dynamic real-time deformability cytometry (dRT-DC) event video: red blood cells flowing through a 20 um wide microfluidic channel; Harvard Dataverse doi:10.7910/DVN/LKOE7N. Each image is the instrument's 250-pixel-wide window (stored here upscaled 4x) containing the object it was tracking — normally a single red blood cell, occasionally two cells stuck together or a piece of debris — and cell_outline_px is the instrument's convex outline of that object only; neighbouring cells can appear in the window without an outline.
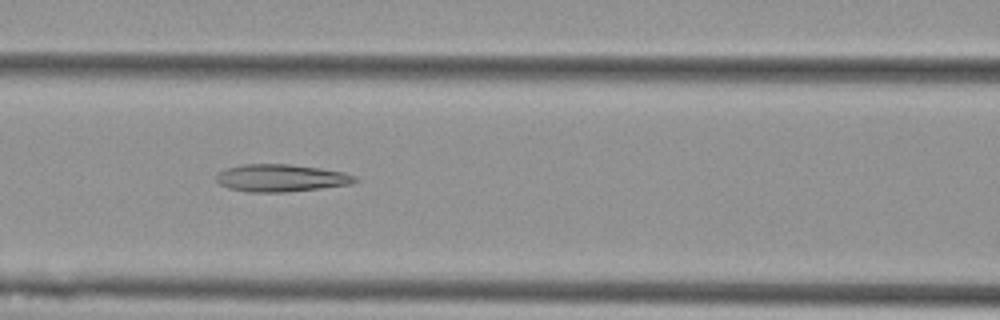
{"species": "Egyptian fruit bat (a non-hibernating species)", "species_latin": "Rousettus aegyptiacus", "temperature_condition": "cold", "stored_images_in_passage": 39, "camera_frame_rate_fps": 3000, "um_per_image_px": 0.085, "animal": {"sex": "female"}, "frame": {"image": 1, "passage_image": 9, "time_ms": 2.667, "image_size_px": [1000, 320], "cell_outline_px": [[360, 180], [352, 184], [320, 188], [284, 192], [248, 192], [228, 188], [220, 184], [216, 180], [216, 176], [220, 172], [228, 168], [240, 164], [288, 164], [320, 168], [344, 172], [356, 176]], "centroid_in_image_um": [23.91, 15.13], "position_along_channel_um": 142.7, "area_um2": 22.14}}
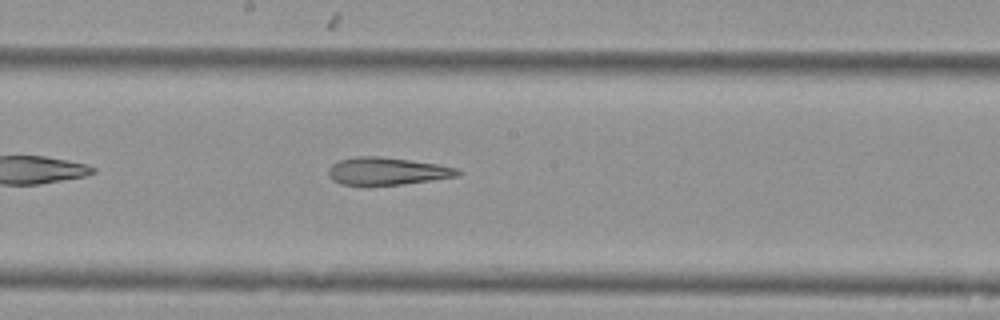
{"frame": {"image": 2, "passage_image": 15, "time_ms": 4.667, "image_size_px": [1000, 320], "cell_outline_px": [[464, 172], [456, 176], [400, 184], [340, 184], [332, 180], [328, 172], [328, 168], [332, 164], [340, 160], [356, 156], [376, 156], [408, 160], [436, 164], [456, 168]], "centroid_in_image_um": [32.86, 14.53], "position_along_channel_um": 215.3, "area_um2": 20.17}}
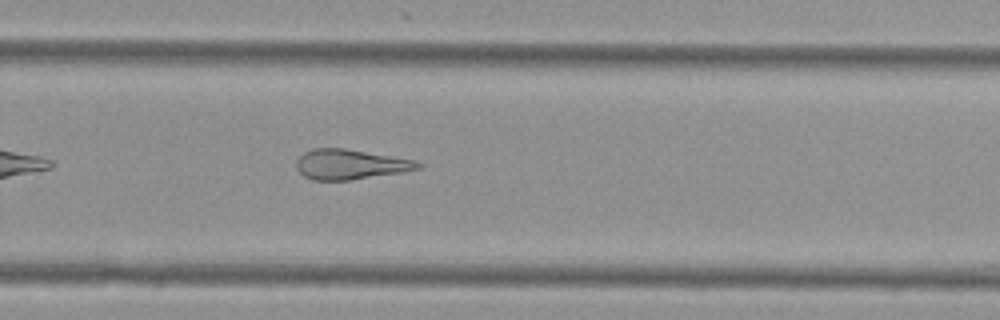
{"frame": {"image": 3, "passage_image": 22, "time_ms": 7.0, "image_size_px": [1000, 320], "cell_outline_px": [[424, 164], [420, 168], [400, 172], [348, 180], [312, 180], [304, 176], [296, 168], [296, 160], [304, 152], [312, 148], [344, 148], [412, 160]], "centroid_in_image_um": [29.7, 13.97], "position_along_channel_um": 300.1, "area_um2": 20.92}, "authors_computed_cell_mechanics": {"area_um2": 22.1374, "velocity_mm_per_s": 3.6439, "shape_relaxation_time_tau1_ms": null, "shape_relaxation_time_tau2_ms": 5.611, "deformation_change_tau1": null, "deformation_change_tau2": 0.1936}}